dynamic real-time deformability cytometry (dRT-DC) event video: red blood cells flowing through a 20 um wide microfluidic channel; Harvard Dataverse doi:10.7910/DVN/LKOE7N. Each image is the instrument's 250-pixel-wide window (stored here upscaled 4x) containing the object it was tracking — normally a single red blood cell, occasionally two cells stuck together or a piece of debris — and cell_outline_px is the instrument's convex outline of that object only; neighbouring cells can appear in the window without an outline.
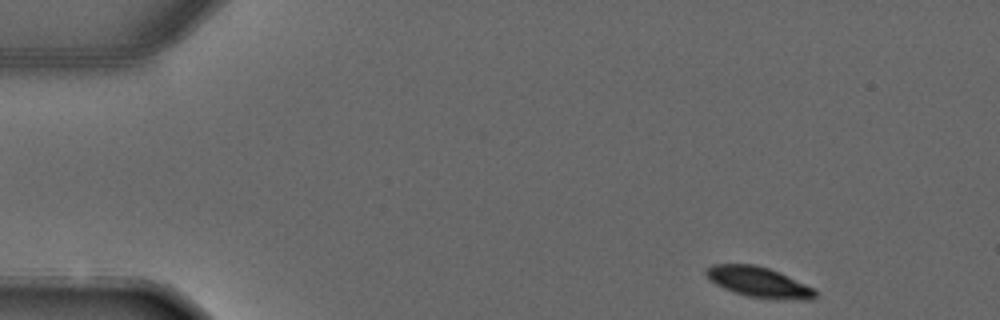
{"species": "common noctule bat (a hibernating species)", "species_latin": "Nyctalus noctula", "temperature_condition": "warm", "stored_images_in_passage": 2, "camera_frame_rate_fps": 3000, "um_per_image_px": 0.085, "animal": {"sex": "male", "forearm_length_mm": 52.5}, "frame": {"image": 1, "passage_image": 2, "time_ms": 1.333, "image_size_px": [1000, 320], "cell_outline_px": [[816, 296], [812, 300], [800, 300], [748, 296], [724, 288], [716, 284], [704, 272], [712, 264], [756, 264], [768, 268], [816, 288]], "centroid_in_image_um": [64.54, 23.97], "position_along_channel_um": 20.5, "area_um2": 18.96}}